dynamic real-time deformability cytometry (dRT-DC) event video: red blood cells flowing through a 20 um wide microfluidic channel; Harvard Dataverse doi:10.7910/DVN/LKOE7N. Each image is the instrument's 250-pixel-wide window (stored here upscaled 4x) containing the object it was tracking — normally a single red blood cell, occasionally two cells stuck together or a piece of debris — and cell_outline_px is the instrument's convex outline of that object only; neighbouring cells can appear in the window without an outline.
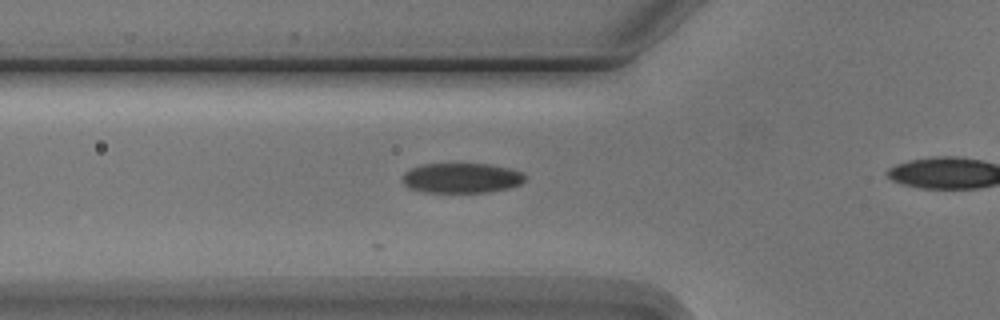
{"species": "Egyptian fruit bat (a non-hibernating species)", "species_latin": "Rousettus aegyptiacus", "temperature_condition": "cold", "stored_images_in_passage": 3, "segment_of_instrument_passage": [1, 2], "camera_frame_rate_fps": 3000, "um_per_image_px": 0.085, "animal": {"sex": "male"}, "frame": {"image": 1, "passage_image": 2, "time_ms": 1.0, "image_size_px": [1000, 320], "cell_outline_px": [[524, 180], [520, 184], [508, 188], [488, 192], [424, 192], [408, 188], [404, 184], [404, 172], [420, 164], [488, 164], [508, 168], [520, 172], [524, 176]], "centroid_in_image_um": [39.2, 15.13], "position_along_channel_um": 86.6, "area_um2": 21.21}}